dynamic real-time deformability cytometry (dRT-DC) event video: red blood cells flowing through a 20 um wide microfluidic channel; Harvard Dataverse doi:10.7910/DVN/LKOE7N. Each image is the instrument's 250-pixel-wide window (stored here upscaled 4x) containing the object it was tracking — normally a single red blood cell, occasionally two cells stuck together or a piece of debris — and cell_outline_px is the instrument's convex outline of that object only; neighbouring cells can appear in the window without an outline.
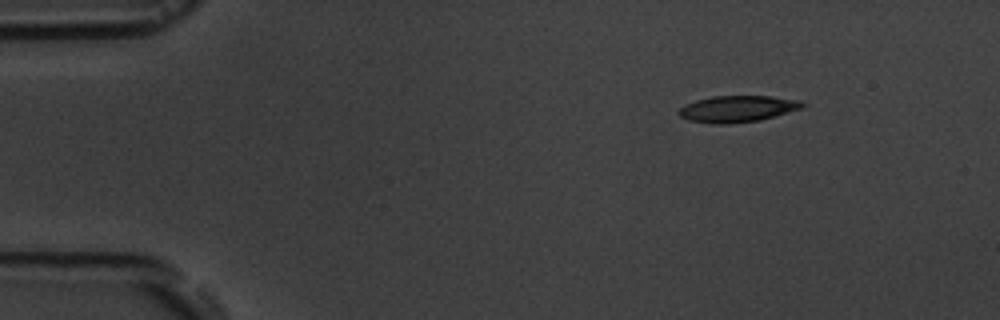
{"species": "common noctule bat (a hibernating species)", "species_latin": "Nyctalus noctula", "temperature_condition": "room temperature", "stored_images_in_passage": 10, "camera_frame_rate_fps": 3000, "um_per_image_px": 0.085, "animal": {"sex": "male", "body_mass_g": 19.5, "forearm_length_mm": 54.6}, "frame": {"image": 1, "passage_image": 1, "time_ms": 0.0, "image_size_px": [1000, 320], "cell_outline_px": [[808, 104], [804, 108], [760, 120], [728, 124], [716, 124], [688, 120], [680, 116], [676, 112], [684, 104], [696, 100], [712, 96], [772, 96], [800, 100]], "centroid_in_image_um": [62.71, 9.25], "position_along_channel_um": 22.3, "area_um2": 19.31}}
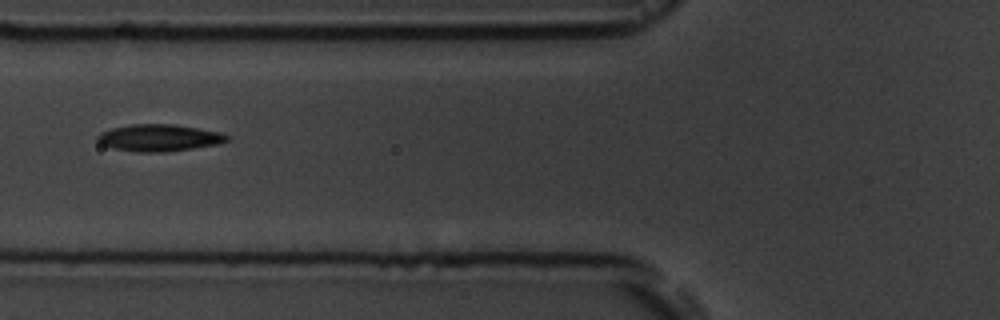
{"frame": {"image": 2, "passage_image": 5, "time_ms": 4.667, "image_size_px": [1000, 320], "cell_outline_px": [[228, 140], [216, 144], [192, 148], [164, 152], [136, 152], [112, 148], [100, 144], [96, 140], [96, 136], [100, 132], [112, 128], [132, 124], [176, 124], [220, 132], [228, 136]], "centroid_in_image_um": [13.46, 11.71], "position_along_channel_um": 112.3, "area_um2": 20.29}}
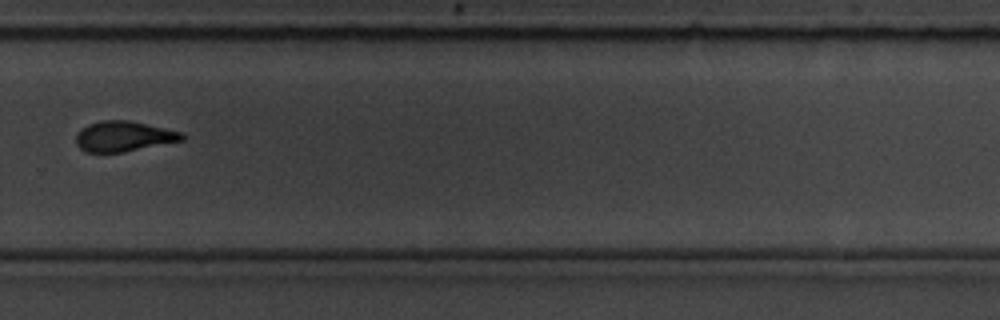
{"frame": {"image": 3, "passage_image": 10, "time_ms": 10.333, "image_size_px": [1000, 320], "cell_outline_px": [[184, 140], [124, 152], [84, 152], [76, 144], [76, 136], [88, 124], [100, 120], [128, 120], [164, 128], [180, 132], [184, 136]], "centroid_in_image_um": [10.5, 11.59], "position_along_channel_um": 319.3, "area_um2": 18.5}}